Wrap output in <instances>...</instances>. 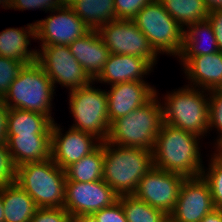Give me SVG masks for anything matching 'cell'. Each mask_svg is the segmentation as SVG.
I'll use <instances>...</instances> for the list:
<instances>
[{"label": "cell", "mask_w": 222, "mask_h": 222, "mask_svg": "<svg viewBox=\"0 0 222 222\" xmlns=\"http://www.w3.org/2000/svg\"><path fill=\"white\" fill-rule=\"evenodd\" d=\"M68 47L92 80L100 74L111 54L97 30H91Z\"/></svg>", "instance_id": "obj_19"}, {"label": "cell", "mask_w": 222, "mask_h": 222, "mask_svg": "<svg viewBox=\"0 0 222 222\" xmlns=\"http://www.w3.org/2000/svg\"><path fill=\"white\" fill-rule=\"evenodd\" d=\"M16 166L13 163L6 142H0V187L14 183Z\"/></svg>", "instance_id": "obj_32"}, {"label": "cell", "mask_w": 222, "mask_h": 222, "mask_svg": "<svg viewBox=\"0 0 222 222\" xmlns=\"http://www.w3.org/2000/svg\"><path fill=\"white\" fill-rule=\"evenodd\" d=\"M205 93V94H204ZM207 93V94H206ZM209 91L187 85L168 92L161 103L163 123L201 138L209 133ZM205 134V136H204Z\"/></svg>", "instance_id": "obj_4"}, {"label": "cell", "mask_w": 222, "mask_h": 222, "mask_svg": "<svg viewBox=\"0 0 222 222\" xmlns=\"http://www.w3.org/2000/svg\"><path fill=\"white\" fill-rule=\"evenodd\" d=\"M115 18L132 20L136 14L153 0H114Z\"/></svg>", "instance_id": "obj_34"}, {"label": "cell", "mask_w": 222, "mask_h": 222, "mask_svg": "<svg viewBox=\"0 0 222 222\" xmlns=\"http://www.w3.org/2000/svg\"><path fill=\"white\" fill-rule=\"evenodd\" d=\"M9 108L4 104L2 98H0V142H6V126L8 118Z\"/></svg>", "instance_id": "obj_38"}, {"label": "cell", "mask_w": 222, "mask_h": 222, "mask_svg": "<svg viewBox=\"0 0 222 222\" xmlns=\"http://www.w3.org/2000/svg\"><path fill=\"white\" fill-rule=\"evenodd\" d=\"M185 28L179 57H195L219 51L212 25L208 19L189 24ZM204 41L208 43L204 45L205 47L203 46Z\"/></svg>", "instance_id": "obj_22"}, {"label": "cell", "mask_w": 222, "mask_h": 222, "mask_svg": "<svg viewBox=\"0 0 222 222\" xmlns=\"http://www.w3.org/2000/svg\"><path fill=\"white\" fill-rule=\"evenodd\" d=\"M185 177L152 167L133 193L138 199L169 215L176 205Z\"/></svg>", "instance_id": "obj_13"}, {"label": "cell", "mask_w": 222, "mask_h": 222, "mask_svg": "<svg viewBox=\"0 0 222 222\" xmlns=\"http://www.w3.org/2000/svg\"><path fill=\"white\" fill-rule=\"evenodd\" d=\"M0 222H5L3 197H2V186L0 187Z\"/></svg>", "instance_id": "obj_41"}, {"label": "cell", "mask_w": 222, "mask_h": 222, "mask_svg": "<svg viewBox=\"0 0 222 222\" xmlns=\"http://www.w3.org/2000/svg\"><path fill=\"white\" fill-rule=\"evenodd\" d=\"M53 121L42 113L9 109L6 135H52Z\"/></svg>", "instance_id": "obj_23"}, {"label": "cell", "mask_w": 222, "mask_h": 222, "mask_svg": "<svg viewBox=\"0 0 222 222\" xmlns=\"http://www.w3.org/2000/svg\"><path fill=\"white\" fill-rule=\"evenodd\" d=\"M54 88L51 79L35 61L23 66L2 100L9 109L42 113L54 122L51 112Z\"/></svg>", "instance_id": "obj_6"}, {"label": "cell", "mask_w": 222, "mask_h": 222, "mask_svg": "<svg viewBox=\"0 0 222 222\" xmlns=\"http://www.w3.org/2000/svg\"><path fill=\"white\" fill-rule=\"evenodd\" d=\"M85 222H127V219L118 200L114 204L94 212Z\"/></svg>", "instance_id": "obj_33"}, {"label": "cell", "mask_w": 222, "mask_h": 222, "mask_svg": "<svg viewBox=\"0 0 222 222\" xmlns=\"http://www.w3.org/2000/svg\"><path fill=\"white\" fill-rule=\"evenodd\" d=\"M62 129L53 122L51 158L63 170L93 152L102 142L85 131L69 128L64 134Z\"/></svg>", "instance_id": "obj_15"}, {"label": "cell", "mask_w": 222, "mask_h": 222, "mask_svg": "<svg viewBox=\"0 0 222 222\" xmlns=\"http://www.w3.org/2000/svg\"><path fill=\"white\" fill-rule=\"evenodd\" d=\"M93 83L68 91L69 112L75 122L70 128L91 133L105 141L110 128L107 94L92 86Z\"/></svg>", "instance_id": "obj_8"}, {"label": "cell", "mask_w": 222, "mask_h": 222, "mask_svg": "<svg viewBox=\"0 0 222 222\" xmlns=\"http://www.w3.org/2000/svg\"><path fill=\"white\" fill-rule=\"evenodd\" d=\"M207 19L212 25L218 49L222 52V8L210 10Z\"/></svg>", "instance_id": "obj_37"}, {"label": "cell", "mask_w": 222, "mask_h": 222, "mask_svg": "<svg viewBox=\"0 0 222 222\" xmlns=\"http://www.w3.org/2000/svg\"><path fill=\"white\" fill-rule=\"evenodd\" d=\"M132 20L157 54L179 57L184 29L158 0L144 6Z\"/></svg>", "instance_id": "obj_7"}, {"label": "cell", "mask_w": 222, "mask_h": 222, "mask_svg": "<svg viewBox=\"0 0 222 222\" xmlns=\"http://www.w3.org/2000/svg\"><path fill=\"white\" fill-rule=\"evenodd\" d=\"M190 84L187 86L211 91L222 89V52L195 57H178Z\"/></svg>", "instance_id": "obj_17"}, {"label": "cell", "mask_w": 222, "mask_h": 222, "mask_svg": "<svg viewBox=\"0 0 222 222\" xmlns=\"http://www.w3.org/2000/svg\"><path fill=\"white\" fill-rule=\"evenodd\" d=\"M118 200L124 209L127 222H163L168 216L162 210L138 199L134 194L121 195Z\"/></svg>", "instance_id": "obj_28"}, {"label": "cell", "mask_w": 222, "mask_h": 222, "mask_svg": "<svg viewBox=\"0 0 222 222\" xmlns=\"http://www.w3.org/2000/svg\"><path fill=\"white\" fill-rule=\"evenodd\" d=\"M216 150L213 152H217L220 156H222V141L216 146Z\"/></svg>", "instance_id": "obj_44"}, {"label": "cell", "mask_w": 222, "mask_h": 222, "mask_svg": "<svg viewBox=\"0 0 222 222\" xmlns=\"http://www.w3.org/2000/svg\"><path fill=\"white\" fill-rule=\"evenodd\" d=\"M163 222H178V221L174 220L171 216L168 215Z\"/></svg>", "instance_id": "obj_45"}, {"label": "cell", "mask_w": 222, "mask_h": 222, "mask_svg": "<svg viewBox=\"0 0 222 222\" xmlns=\"http://www.w3.org/2000/svg\"><path fill=\"white\" fill-rule=\"evenodd\" d=\"M158 1L183 29L189 24L207 19L210 11L204 0Z\"/></svg>", "instance_id": "obj_27"}, {"label": "cell", "mask_w": 222, "mask_h": 222, "mask_svg": "<svg viewBox=\"0 0 222 222\" xmlns=\"http://www.w3.org/2000/svg\"><path fill=\"white\" fill-rule=\"evenodd\" d=\"M76 1H79V0H62V6H71L73 5Z\"/></svg>", "instance_id": "obj_43"}, {"label": "cell", "mask_w": 222, "mask_h": 222, "mask_svg": "<svg viewBox=\"0 0 222 222\" xmlns=\"http://www.w3.org/2000/svg\"><path fill=\"white\" fill-rule=\"evenodd\" d=\"M110 123L148 102L156 89L145 81L117 83L106 90Z\"/></svg>", "instance_id": "obj_16"}, {"label": "cell", "mask_w": 222, "mask_h": 222, "mask_svg": "<svg viewBox=\"0 0 222 222\" xmlns=\"http://www.w3.org/2000/svg\"><path fill=\"white\" fill-rule=\"evenodd\" d=\"M153 66L141 57L111 53L100 74L93 80L110 86L131 81H145ZM151 71V72H150Z\"/></svg>", "instance_id": "obj_18"}, {"label": "cell", "mask_w": 222, "mask_h": 222, "mask_svg": "<svg viewBox=\"0 0 222 222\" xmlns=\"http://www.w3.org/2000/svg\"><path fill=\"white\" fill-rule=\"evenodd\" d=\"M37 51L36 62L56 84L69 91L87 86L93 80L85 72L76 58L71 54L68 46H41Z\"/></svg>", "instance_id": "obj_10"}, {"label": "cell", "mask_w": 222, "mask_h": 222, "mask_svg": "<svg viewBox=\"0 0 222 222\" xmlns=\"http://www.w3.org/2000/svg\"><path fill=\"white\" fill-rule=\"evenodd\" d=\"M156 94L144 105L110 123L108 143L131 148L154 149L163 124L161 100Z\"/></svg>", "instance_id": "obj_2"}, {"label": "cell", "mask_w": 222, "mask_h": 222, "mask_svg": "<svg viewBox=\"0 0 222 222\" xmlns=\"http://www.w3.org/2000/svg\"><path fill=\"white\" fill-rule=\"evenodd\" d=\"M209 131L216 128L218 136L214 147L222 141V89L209 91Z\"/></svg>", "instance_id": "obj_30"}, {"label": "cell", "mask_w": 222, "mask_h": 222, "mask_svg": "<svg viewBox=\"0 0 222 222\" xmlns=\"http://www.w3.org/2000/svg\"><path fill=\"white\" fill-rule=\"evenodd\" d=\"M97 31L110 53L141 57L153 67L156 65L159 55L133 20H111Z\"/></svg>", "instance_id": "obj_11"}, {"label": "cell", "mask_w": 222, "mask_h": 222, "mask_svg": "<svg viewBox=\"0 0 222 222\" xmlns=\"http://www.w3.org/2000/svg\"><path fill=\"white\" fill-rule=\"evenodd\" d=\"M35 40V22L27 27L6 28L0 32V57L14 59L25 64L36 61L37 49L29 47L31 39ZM31 49V50H29Z\"/></svg>", "instance_id": "obj_21"}, {"label": "cell", "mask_w": 222, "mask_h": 222, "mask_svg": "<svg viewBox=\"0 0 222 222\" xmlns=\"http://www.w3.org/2000/svg\"><path fill=\"white\" fill-rule=\"evenodd\" d=\"M118 199L119 195L103 179L84 183L66 179L63 208L76 222H85L94 212Z\"/></svg>", "instance_id": "obj_9"}, {"label": "cell", "mask_w": 222, "mask_h": 222, "mask_svg": "<svg viewBox=\"0 0 222 222\" xmlns=\"http://www.w3.org/2000/svg\"><path fill=\"white\" fill-rule=\"evenodd\" d=\"M103 141L90 154L72 163L65 169L66 179L75 182H93L103 179Z\"/></svg>", "instance_id": "obj_26"}, {"label": "cell", "mask_w": 222, "mask_h": 222, "mask_svg": "<svg viewBox=\"0 0 222 222\" xmlns=\"http://www.w3.org/2000/svg\"><path fill=\"white\" fill-rule=\"evenodd\" d=\"M62 6V0H12L10 9L14 10H34L42 9L45 12H50L55 8ZM45 9V10H44Z\"/></svg>", "instance_id": "obj_36"}, {"label": "cell", "mask_w": 222, "mask_h": 222, "mask_svg": "<svg viewBox=\"0 0 222 222\" xmlns=\"http://www.w3.org/2000/svg\"><path fill=\"white\" fill-rule=\"evenodd\" d=\"M103 180L119 195L133 194L153 167L152 150L117 146L103 141Z\"/></svg>", "instance_id": "obj_3"}, {"label": "cell", "mask_w": 222, "mask_h": 222, "mask_svg": "<svg viewBox=\"0 0 222 222\" xmlns=\"http://www.w3.org/2000/svg\"><path fill=\"white\" fill-rule=\"evenodd\" d=\"M50 12L47 18L35 21V41H41L40 46H68L91 31L69 6Z\"/></svg>", "instance_id": "obj_12"}, {"label": "cell", "mask_w": 222, "mask_h": 222, "mask_svg": "<svg viewBox=\"0 0 222 222\" xmlns=\"http://www.w3.org/2000/svg\"><path fill=\"white\" fill-rule=\"evenodd\" d=\"M15 182L28 193L38 208H63L66 174L52 158L16 167Z\"/></svg>", "instance_id": "obj_5"}, {"label": "cell", "mask_w": 222, "mask_h": 222, "mask_svg": "<svg viewBox=\"0 0 222 222\" xmlns=\"http://www.w3.org/2000/svg\"><path fill=\"white\" fill-rule=\"evenodd\" d=\"M11 3L12 0H0V5H2L1 7H3L4 9H10Z\"/></svg>", "instance_id": "obj_42"}, {"label": "cell", "mask_w": 222, "mask_h": 222, "mask_svg": "<svg viewBox=\"0 0 222 222\" xmlns=\"http://www.w3.org/2000/svg\"><path fill=\"white\" fill-rule=\"evenodd\" d=\"M208 163L209 168H203L202 177L209 184L214 207L222 209V156L215 152Z\"/></svg>", "instance_id": "obj_29"}, {"label": "cell", "mask_w": 222, "mask_h": 222, "mask_svg": "<svg viewBox=\"0 0 222 222\" xmlns=\"http://www.w3.org/2000/svg\"><path fill=\"white\" fill-rule=\"evenodd\" d=\"M25 63L0 57V98L8 92L11 83L19 75Z\"/></svg>", "instance_id": "obj_31"}, {"label": "cell", "mask_w": 222, "mask_h": 222, "mask_svg": "<svg viewBox=\"0 0 222 222\" xmlns=\"http://www.w3.org/2000/svg\"><path fill=\"white\" fill-rule=\"evenodd\" d=\"M114 2V0H79L70 7L90 30H98L107 22L116 19Z\"/></svg>", "instance_id": "obj_25"}, {"label": "cell", "mask_w": 222, "mask_h": 222, "mask_svg": "<svg viewBox=\"0 0 222 222\" xmlns=\"http://www.w3.org/2000/svg\"><path fill=\"white\" fill-rule=\"evenodd\" d=\"M6 144L16 167L51 158L52 135H7Z\"/></svg>", "instance_id": "obj_20"}, {"label": "cell", "mask_w": 222, "mask_h": 222, "mask_svg": "<svg viewBox=\"0 0 222 222\" xmlns=\"http://www.w3.org/2000/svg\"><path fill=\"white\" fill-rule=\"evenodd\" d=\"M201 137L163 123L152 150L153 166L185 178L202 175Z\"/></svg>", "instance_id": "obj_1"}, {"label": "cell", "mask_w": 222, "mask_h": 222, "mask_svg": "<svg viewBox=\"0 0 222 222\" xmlns=\"http://www.w3.org/2000/svg\"><path fill=\"white\" fill-rule=\"evenodd\" d=\"M209 10L222 8V0H204Z\"/></svg>", "instance_id": "obj_40"}, {"label": "cell", "mask_w": 222, "mask_h": 222, "mask_svg": "<svg viewBox=\"0 0 222 222\" xmlns=\"http://www.w3.org/2000/svg\"><path fill=\"white\" fill-rule=\"evenodd\" d=\"M214 208L209 184L201 175L185 178L169 216L178 222H200Z\"/></svg>", "instance_id": "obj_14"}, {"label": "cell", "mask_w": 222, "mask_h": 222, "mask_svg": "<svg viewBox=\"0 0 222 222\" xmlns=\"http://www.w3.org/2000/svg\"><path fill=\"white\" fill-rule=\"evenodd\" d=\"M200 222H222V209L214 208Z\"/></svg>", "instance_id": "obj_39"}, {"label": "cell", "mask_w": 222, "mask_h": 222, "mask_svg": "<svg viewBox=\"0 0 222 222\" xmlns=\"http://www.w3.org/2000/svg\"><path fill=\"white\" fill-rule=\"evenodd\" d=\"M30 222H76L64 208H38Z\"/></svg>", "instance_id": "obj_35"}, {"label": "cell", "mask_w": 222, "mask_h": 222, "mask_svg": "<svg viewBox=\"0 0 222 222\" xmlns=\"http://www.w3.org/2000/svg\"><path fill=\"white\" fill-rule=\"evenodd\" d=\"M5 222H30L38 207L16 182L2 186Z\"/></svg>", "instance_id": "obj_24"}]
</instances>
